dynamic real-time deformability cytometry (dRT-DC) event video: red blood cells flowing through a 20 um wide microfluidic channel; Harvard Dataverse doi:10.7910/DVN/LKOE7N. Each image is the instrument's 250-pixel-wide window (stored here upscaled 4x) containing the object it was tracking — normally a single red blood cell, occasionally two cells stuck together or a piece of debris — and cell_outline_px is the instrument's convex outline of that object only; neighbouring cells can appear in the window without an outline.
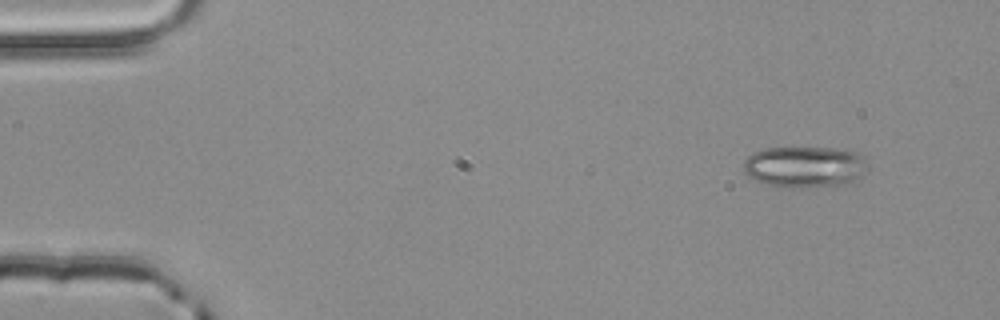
{"species": "common noctule bat (a hibernating species)", "species_latin": "Nyctalus noctula", "temperature_condition": "room temperature", "stored_images_in_passage": 4, "segment_of_instrument_passage": [1, 2], "camera_frame_rate_fps": 3000, "um_per_image_px": 0.085, "animal": {"sex": "male", "body_mass_g": 20.4}, "frame": {"image": 1, "passage_image": 1, "time_ms": 0.0, "image_size_px": [1000, 320], "cell_outline_px": [[864, 172], [852, 180], [844, 184], [800, 188], [784, 188], [764, 184], [748, 176], [744, 172], [744, 160], [752, 152], [764, 148], [844, 148], [860, 152], [864, 156]], "centroid_in_image_um": [68.35, 14.17], "position_along_channel_um": 16.7, "area_um2": 30.0}}